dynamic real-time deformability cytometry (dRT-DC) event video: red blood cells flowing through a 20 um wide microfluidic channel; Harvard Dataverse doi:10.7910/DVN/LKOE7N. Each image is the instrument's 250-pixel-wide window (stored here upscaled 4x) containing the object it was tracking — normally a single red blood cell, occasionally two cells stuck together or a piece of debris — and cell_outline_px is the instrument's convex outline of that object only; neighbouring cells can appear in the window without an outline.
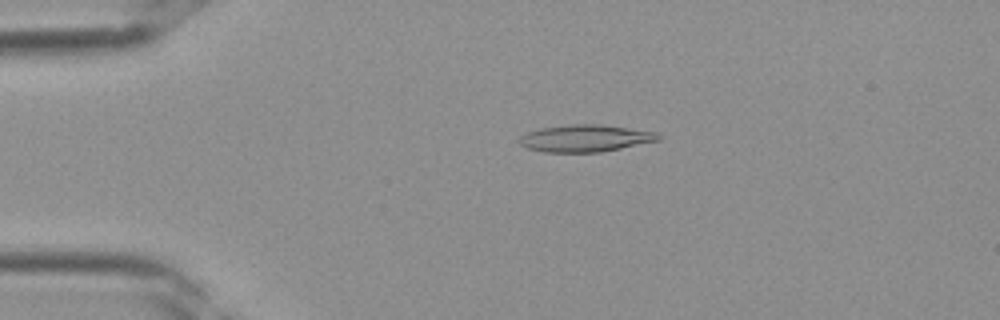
{"species": "Egyptian fruit bat (a non-hibernating species)", "species_latin": "Rousettus aegyptiacus", "temperature_condition": "room temperature", "stored_images_in_passage": 38, "camera_frame_rate_fps": 3000, "um_per_image_px": 0.085, "frame": {"image": 1, "passage_image": 8, "time_ms": 2.333, "image_size_px": [1000, 320], "cell_outline_px": [[660, 140], [600, 152], [544, 152], [528, 148], [520, 144], [520, 136], [528, 132], [540, 128], [572, 124], [600, 124], [656, 132], [660, 136]], "centroid_in_image_um": [49.74, 11.75], "position_along_channel_um": 35.3, "area_um2": 21.68}}
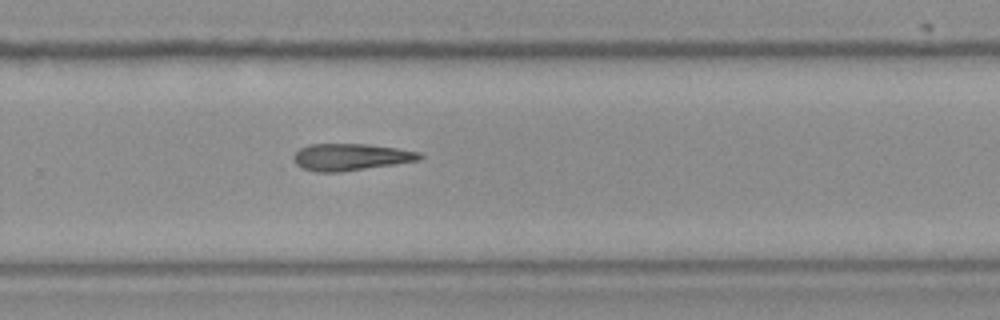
{"frame": {"image": 2, "passage_image": 25, "time_ms": 8.0, "image_size_px": [1000, 320], "cell_outline_px": [[424, 156], [420, 160], [396, 164], [340, 172], [316, 172], [304, 168], [296, 164], [292, 160], [292, 156], [300, 148], [308, 144], [368, 144], [396, 148], [420, 152]], "centroid_in_image_um": [29.8, 13.34], "position_along_channel_um": 300.0, "area_um2": 19.83}}
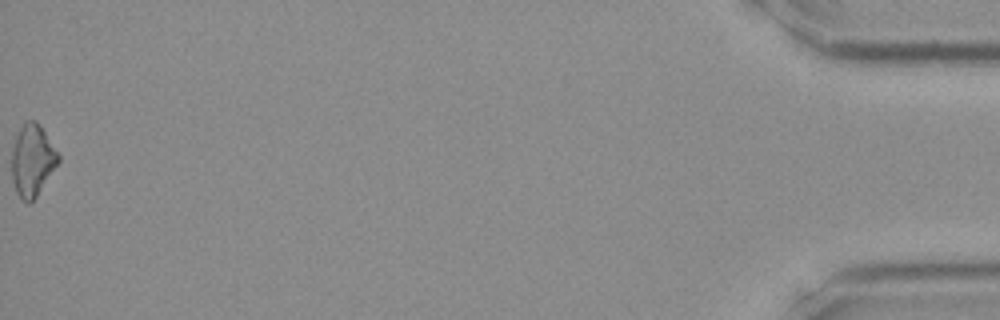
{"frame": {"image": 3, "passage_image": 38, "time_ms": 12.333, "image_size_px": [1000, 320], "cell_outline_px": [[60, 160], [36, 196], [28, 204], [20, 200], [16, 192], [12, 180], [12, 148], [16, 136], [20, 128], [28, 120], [36, 120], [60, 156]], "centroid_in_image_um": [2.73, 13.65], "position_along_channel_um": 432.5, "area_um2": 19.19}}